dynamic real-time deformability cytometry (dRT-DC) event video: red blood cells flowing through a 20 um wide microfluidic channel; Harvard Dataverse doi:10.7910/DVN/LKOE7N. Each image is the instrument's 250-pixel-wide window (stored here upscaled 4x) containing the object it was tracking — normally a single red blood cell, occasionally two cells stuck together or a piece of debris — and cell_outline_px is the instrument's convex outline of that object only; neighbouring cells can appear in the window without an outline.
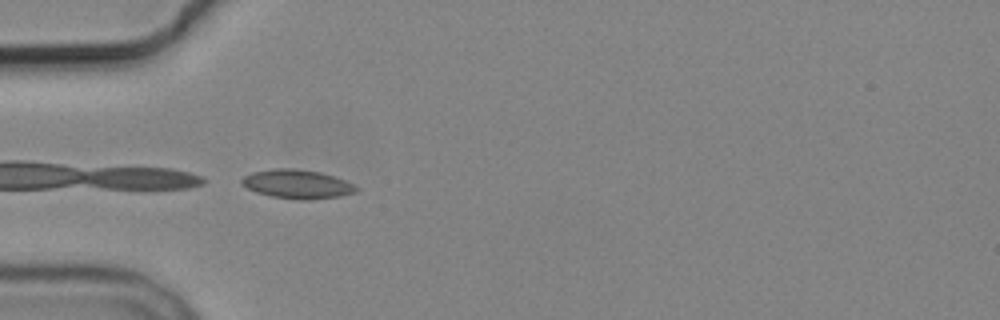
{"species": "common noctule bat (a hibernating species)", "species_latin": "Nyctalus noctula", "temperature_condition": "cold", "stored_images_in_passage": 8, "camera_frame_rate_fps": 3000, "um_per_image_px": 0.085, "animal": {"sex": "male", "body_mass_g": 19.2, "forearm_length_mm": 51.8}, "frame": {"image": 1, "passage_image": 4, "time_ms": 4.333, "image_size_px": [1000, 320], "cell_outline_px": [[360, 188], [356, 192], [340, 196], [308, 200], [300, 200], [272, 196], [256, 192], [240, 184], [240, 180], [244, 176], [252, 172], [276, 168], [292, 168], [320, 172], [344, 180]], "centroid_in_image_um": [25.24, 15.65], "position_along_channel_um": 59.8, "area_um2": 19.19}}
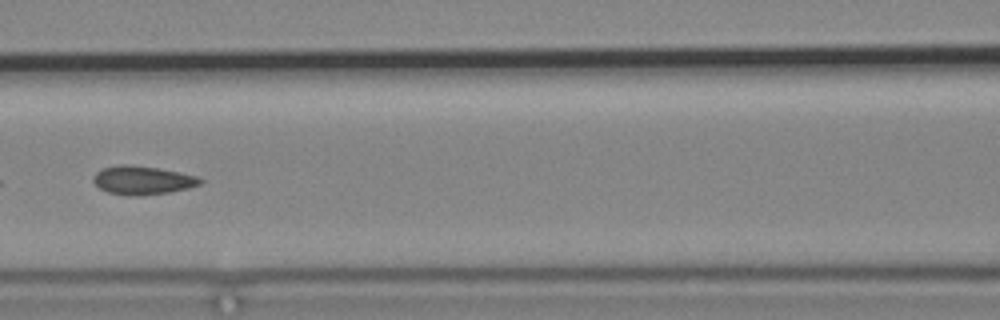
{"frame": {"image": 2, "passage_image": 6, "time_ms": 7.0, "image_size_px": [1000, 320], "cell_outline_px": [[204, 180], [200, 184], [188, 188], [168, 192], [108, 192], [100, 188], [92, 180], [92, 176], [96, 172], [104, 168], [120, 164], [128, 164], [156, 168], [180, 172], [200, 176]], "centroid_in_image_um": [12.16, 15.25], "position_along_channel_um": 154.4, "area_um2": 16.82}}
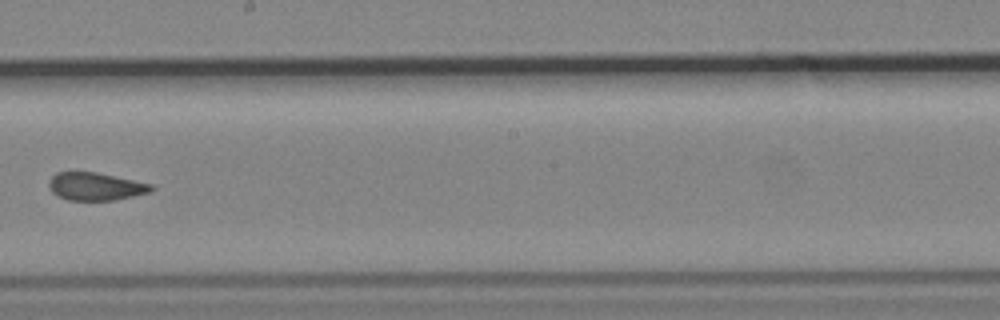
{"frame": {"image": 3, "passage_image": 8, "time_ms": 9.333, "image_size_px": [1000, 320], "cell_outline_px": [[156, 188], [152, 192], [116, 200], [68, 200], [52, 192], [48, 184], [52, 176], [56, 172], [96, 172], [152, 184]], "centroid_in_image_um": [8.17, 15.85], "position_along_channel_um": 240.0, "area_um2": 16.59}}